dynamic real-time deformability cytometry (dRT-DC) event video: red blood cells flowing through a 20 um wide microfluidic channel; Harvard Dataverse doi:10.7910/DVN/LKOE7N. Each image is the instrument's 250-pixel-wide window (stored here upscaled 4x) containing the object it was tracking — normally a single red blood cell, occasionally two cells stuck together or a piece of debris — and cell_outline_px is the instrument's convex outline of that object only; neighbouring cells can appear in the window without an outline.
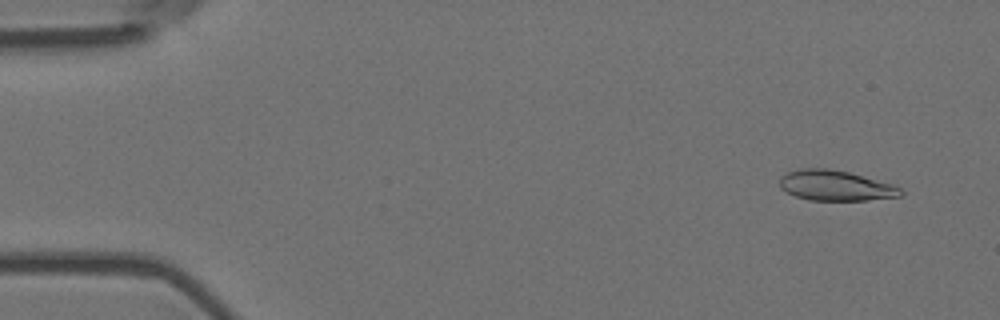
{"species": "Egyptian fruit bat (a non-hibernating species)", "species_latin": "Rousettus aegyptiacus", "temperature_condition": "room temperature", "stored_images_in_passage": 52, "camera_frame_rate_fps": 3000, "um_per_image_px": 0.085, "animal": {"sex": "female"}, "frame": {"image": 1, "passage_image": 4, "time_ms": 1.0, "image_size_px": [1000, 320], "cell_outline_px": [[904, 196], [868, 200], [808, 200], [796, 196], [780, 188], [780, 176], [788, 172], [800, 168], [828, 168], [848, 172], [892, 184], [900, 188], [904, 192]], "centroid_in_image_um": [71.03, 15.77], "position_along_channel_um": 14.0, "area_um2": 21.39}}
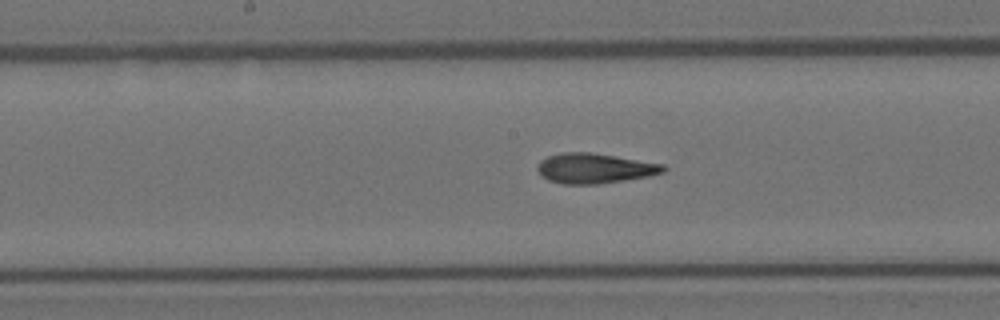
{"frame": {"image": 2, "passage_image": 28, "time_ms": 9.0, "image_size_px": [1000, 320], "cell_outline_px": [[668, 168], [664, 172], [648, 176], [624, 180], [596, 184], [564, 184], [548, 180], [540, 176], [536, 168], [540, 160], [548, 156], [564, 152], [592, 152], [664, 164]], "centroid_in_image_um": [50.53, 14.3], "position_along_channel_um": 197.7, "area_um2": 22.14}}
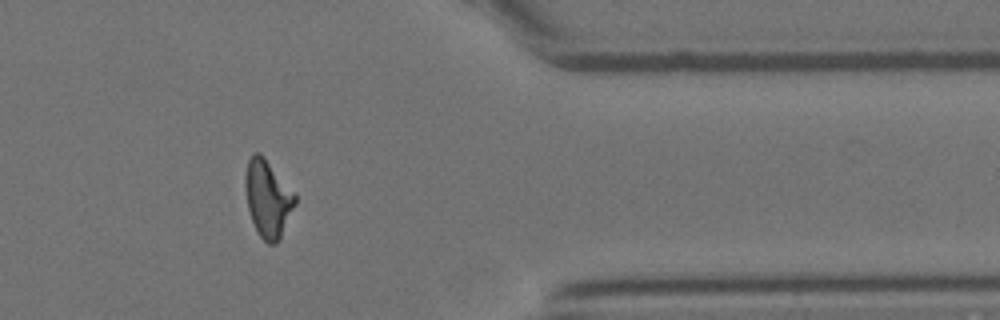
{"frame": {"image": 3, "passage_image": 45, "time_ms": 14.667, "image_size_px": [1000, 320], "cell_outline_px": [[296, 204], [280, 240], [276, 244], [268, 244], [260, 236], [252, 220], [248, 208], [244, 184], [244, 176], [248, 160], [252, 152], [260, 152], [264, 156], [296, 196]], "centroid_in_image_um": [22.75, 16.87], "position_along_channel_um": 388.6, "area_um2": 22.37}, "authors_computed_cell_mechanics": {"area_um2": 21.7328, "velocity_mm_per_s": 3.7137, "shape_relaxation_time_tau1_ms": 7.928, "shape_relaxation_time_tau2_ms": 2.5404, "deformation_change_tau1": 0.2457, "deformation_change_tau2": 0.1208}}